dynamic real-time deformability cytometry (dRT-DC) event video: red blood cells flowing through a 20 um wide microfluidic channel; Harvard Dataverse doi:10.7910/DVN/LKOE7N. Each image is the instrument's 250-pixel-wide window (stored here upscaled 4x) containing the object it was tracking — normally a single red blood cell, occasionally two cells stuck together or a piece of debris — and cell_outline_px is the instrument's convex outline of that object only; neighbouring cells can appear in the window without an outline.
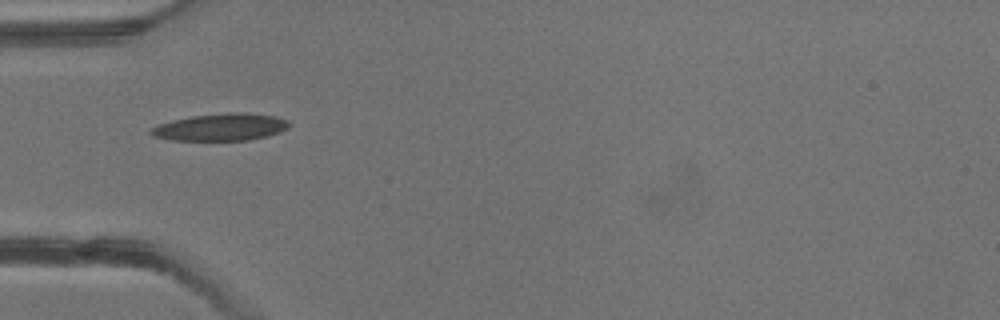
{"species": "common noctule bat (a hibernating species)", "species_latin": "Nyctalus noctula", "temperature_condition": "warm", "stored_images_in_passage": 1, "camera_frame_rate_fps": 3000, "um_per_image_px": 0.085, "animal": {"sex": "male", "body_mass_g": 13.3}, "frame": {"image": 1, "passage_image": 1, "time_ms": 0.0, "image_size_px": [1000, 320], "cell_outline_px": [[288, 128], [280, 132], [268, 136], [248, 140], [172, 140], [152, 136], [148, 132], [152, 128], [160, 124], [192, 116], [276, 116], [288, 120]], "centroid_in_image_um": [18.72, 10.88], "position_along_channel_um": 66.3, "area_um2": 20.35}}